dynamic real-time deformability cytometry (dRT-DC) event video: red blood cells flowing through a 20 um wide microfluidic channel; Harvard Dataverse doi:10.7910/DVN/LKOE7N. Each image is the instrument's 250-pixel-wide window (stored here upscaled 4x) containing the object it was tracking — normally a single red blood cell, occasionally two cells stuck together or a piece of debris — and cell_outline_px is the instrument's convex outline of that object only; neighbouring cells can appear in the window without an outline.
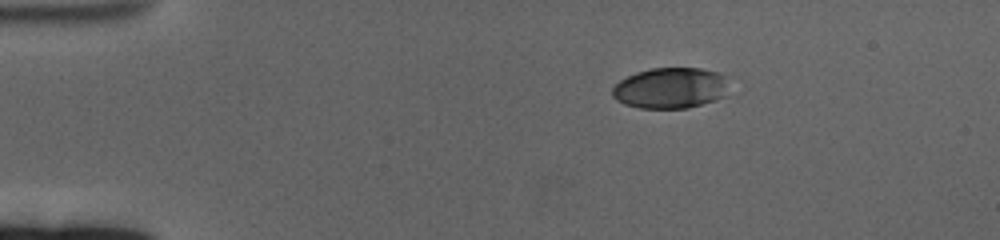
{"species": "human", "species_latin": "Homo sapiens", "temperature_condition": "cold", "stored_images_in_passage": 52, "camera_frame_rate_fps": 3000, "um_per_image_px": 0.085, "donor": {"sex": "female"}, "frame": {"image": 1, "passage_image": 1, "time_ms": 0.0, "image_size_px": [1000, 240], "cell_outline_px": [[728, 76], [724, 96], [716, 100], [688, 108], [640, 108], [624, 104], [616, 100], [612, 96], [612, 88], [620, 80], [636, 72], [652, 68], [700, 68], [716, 72]], "centroid_in_image_um": [56.98, 7.48], "position_along_channel_um": 28.0, "area_um2": 27.8}}
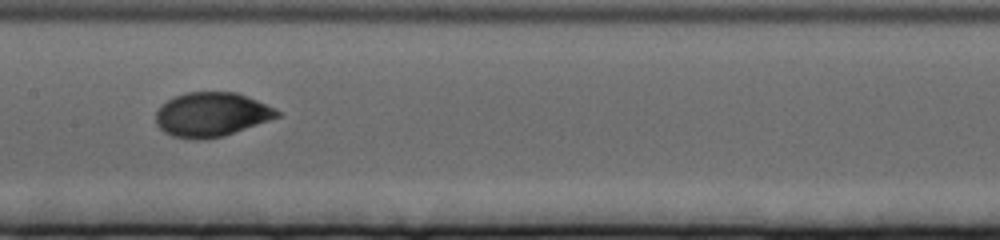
{"frame": {"image": 2, "passage_image": 22, "time_ms": 7.0, "image_size_px": [1000, 240], "cell_outline_px": [[280, 116], [224, 136], [204, 140], [192, 140], [172, 136], [164, 132], [156, 124], [156, 112], [160, 104], [184, 92], [236, 92], [276, 108], [280, 112]], "centroid_in_image_um": [17.95, 9.74], "position_along_channel_um": 189.5, "area_um2": 31.39}}
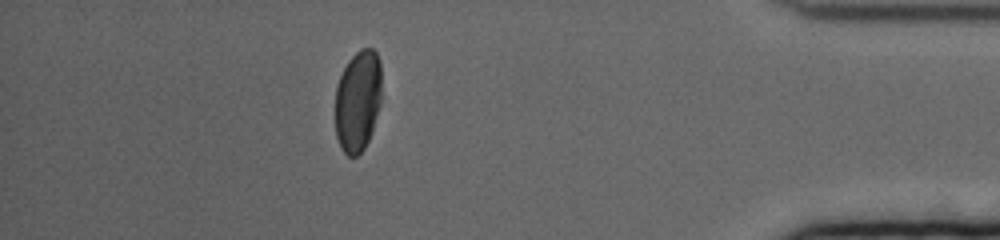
{"frame": {"image": 3, "passage_image": 45, "time_ms": 14.667, "image_size_px": [1000, 240], "cell_outline_px": [[380, 104], [372, 132], [364, 148], [356, 156], [348, 156], [340, 148], [336, 136], [336, 88], [340, 76], [348, 60], [360, 48], [372, 48], [376, 52], [380, 60]], "centroid_in_image_um": [30.41, 8.57], "position_along_channel_um": 404.8, "area_um2": 27.4}, "authors_computed_cell_mechanics": {"area_um2": 30.2872, "velocity_mm_per_s": 3.3244, "shape_relaxation_time_tau1_ms": 3.9659, "shape_relaxation_time_tau2_ms": 1.1435, "deformation_change_tau1": 0.1525, "deformation_change_tau2": 0.0375}}